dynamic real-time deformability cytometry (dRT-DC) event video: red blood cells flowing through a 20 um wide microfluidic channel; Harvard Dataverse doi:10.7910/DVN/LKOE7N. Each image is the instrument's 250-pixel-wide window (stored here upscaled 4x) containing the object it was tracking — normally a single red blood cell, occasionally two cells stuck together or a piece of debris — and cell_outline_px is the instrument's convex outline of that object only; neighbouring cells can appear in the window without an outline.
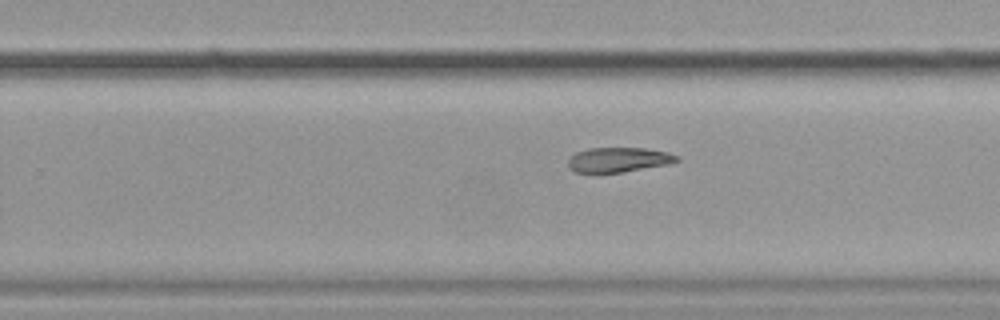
{"species": "common noctule bat (a hibernating species)", "species_latin": "Nyctalus noctula", "temperature_condition": "cold", "stored_images_in_passage": 10, "segment_of_instrument_passage": [2, 2], "camera_frame_rate_fps": 3000, "um_per_image_px": 0.085, "animal": {"sex": "female", "body_mass_g": 19.9}, "frame": {"image": 1, "passage_image": 10, "time_ms": 11.333, "image_size_px": [1000, 320], "cell_outline_px": [[680, 160], [668, 164], [624, 172], [600, 176], [576, 172], [568, 168], [568, 160], [576, 152], [588, 148], [644, 148], [668, 152], [680, 156]], "centroid_in_image_um": [52.53, 13.62], "position_along_channel_um": 277.3, "area_um2": 16.36}}